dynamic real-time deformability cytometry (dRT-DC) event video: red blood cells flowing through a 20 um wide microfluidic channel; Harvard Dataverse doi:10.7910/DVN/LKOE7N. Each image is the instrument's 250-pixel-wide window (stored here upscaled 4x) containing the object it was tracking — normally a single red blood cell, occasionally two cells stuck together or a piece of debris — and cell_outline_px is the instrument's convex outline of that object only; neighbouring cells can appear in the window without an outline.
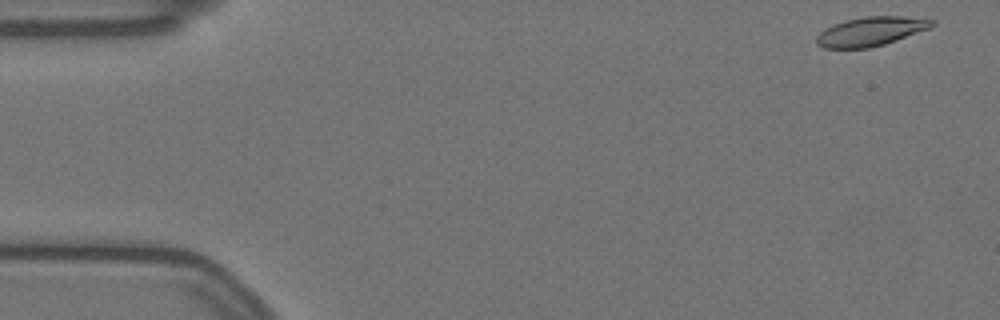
{"species": "Egyptian fruit bat (a non-hibernating species)", "species_latin": "Rousettus aegyptiacus", "temperature_condition": "warm", "stored_images_in_passage": 55, "camera_frame_rate_fps": 3000, "um_per_image_px": 0.085, "animal": {"sex": "female"}, "frame": {"image": 1, "passage_image": 1, "time_ms": 0.0, "image_size_px": [1000, 320], "cell_outline_px": [[936, 24], [932, 28], [884, 44], [868, 48], [824, 48], [816, 44], [816, 36], [824, 28], [848, 20], [864, 16], [904, 16], [936, 20]], "centroid_in_image_um": [74.05, 2.67], "position_along_channel_um": 10.9, "area_um2": 19.59}}
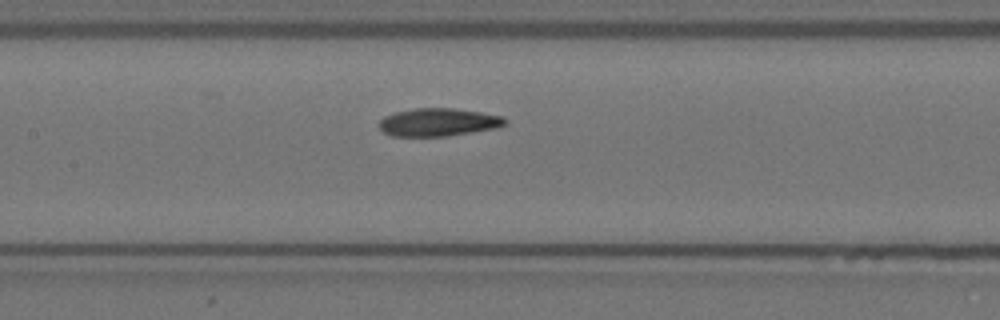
{"frame": {"image": 2, "passage_image": 25, "time_ms": 8.0, "image_size_px": [1000, 320], "cell_outline_px": [[508, 124], [496, 128], [444, 136], [392, 136], [384, 132], [380, 128], [380, 120], [384, 116], [396, 112], [416, 108], [452, 108], [480, 112], [504, 116], [508, 120]], "centroid_in_image_um": [37.29, 10.38], "position_along_channel_um": 170.1, "area_um2": 20.4}}
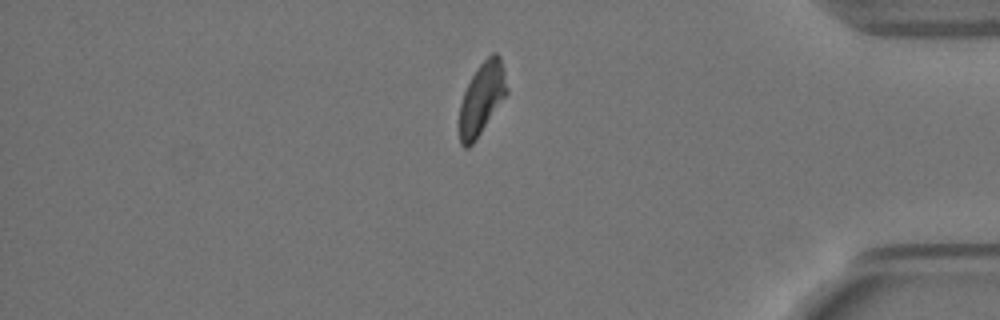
{"frame": {"image": 3, "passage_image": 47, "time_ms": 15.333, "image_size_px": [1000, 320], "cell_outline_px": [[508, 92], [476, 140], [468, 148], [464, 148], [460, 144], [460, 104], [464, 92], [476, 68], [492, 52], [496, 52], [500, 56], [508, 88]], "centroid_in_image_um": [40.96, 8.37], "position_along_channel_um": 394.2, "area_um2": 19.71}, "authors_computed_cell_mechanics": {"area_um2": 20.4034, "velocity_mm_per_s": 3.486, "shape_relaxation_time_tau1_ms": 5.8482, "shape_relaxation_time_tau2_ms": 4.4629, "deformation_change_tau1": 0.153, "deformation_change_tau2": 0.1102}}